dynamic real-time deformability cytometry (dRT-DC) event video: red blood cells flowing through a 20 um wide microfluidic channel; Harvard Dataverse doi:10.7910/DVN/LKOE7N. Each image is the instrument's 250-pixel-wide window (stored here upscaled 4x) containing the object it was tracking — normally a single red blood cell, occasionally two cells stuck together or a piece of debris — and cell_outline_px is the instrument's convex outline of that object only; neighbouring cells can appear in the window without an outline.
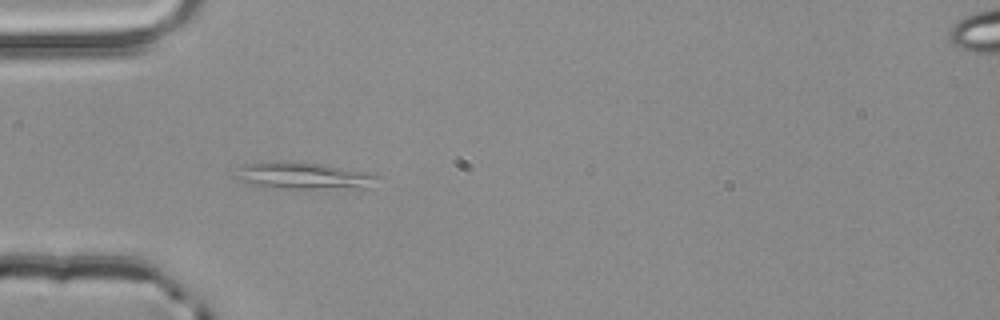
{"species": "common noctule bat (a hibernating species)", "species_latin": "Nyctalus noctula", "temperature_condition": "room temperature", "stored_images_in_passage": 4, "camera_frame_rate_fps": 3000, "um_per_image_px": 0.085, "animal": {"sex": "male", "body_mass_g": 20.4}, "frame": {"image": 1, "passage_image": 4, "time_ms": 1.0, "image_size_px": [1000, 320], "cell_outline_px": [[384, 176], [372, 188], [264, 188], [236, 180], [232, 176], [244, 164], [276, 160], [288, 160], [324, 164], [372, 172]], "centroid_in_image_um": [25.86, 14.93], "position_along_channel_um": 59.1, "area_um2": 23.29}}